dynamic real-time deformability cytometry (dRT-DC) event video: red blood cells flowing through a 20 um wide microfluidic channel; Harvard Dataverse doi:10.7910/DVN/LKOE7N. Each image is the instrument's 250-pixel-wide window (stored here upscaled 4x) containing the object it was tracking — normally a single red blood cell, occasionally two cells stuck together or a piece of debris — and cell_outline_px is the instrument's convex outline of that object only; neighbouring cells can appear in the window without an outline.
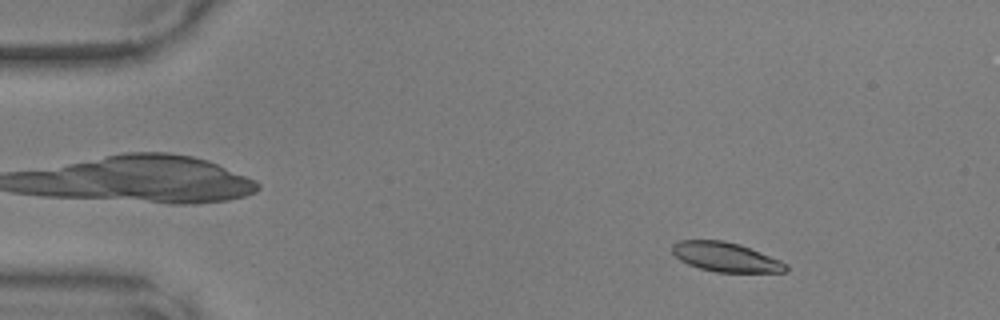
{"species": "common noctule bat (a hibernating species)", "species_latin": "Nyctalus noctula", "temperature_condition": "warm", "stored_images_in_passage": 49, "camera_frame_rate_fps": 3000, "um_per_image_px": 0.085, "animal": {"sex": "male", "body_mass_g": 17.9, "forearm_length_mm": 54.2}, "frame": {"image": 1, "passage_image": 7, "time_ms": 2.0, "image_size_px": [1000, 320], "cell_outline_px": [[788, 268], [784, 272], [716, 272], [700, 268], [688, 264], [680, 260], [672, 252], [672, 244], [676, 240], [724, 240], [740, 244], [780, 260], [788, 264]], "centroid_in_image_um": [61.67, 21.84], "position_along_channel_um": 23.3, "area_um2": 19.48}}
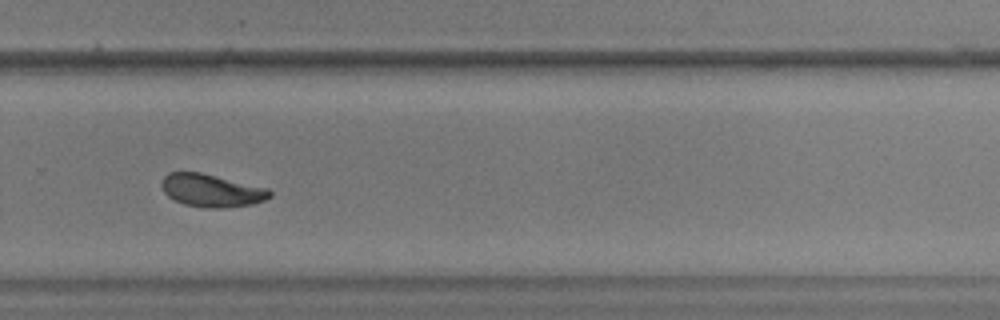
{"frame": {"image": 2, "passage_image": 34, "time_ms": 11.0, "image_size_px": [1000, 320], "cell_outline_px": [[272, 196], [264, 200], [252, 204], [224, 208], [204, 208], [184, 204], [168, 196], [164, 192], [160, 184], [164, 176], [168, 172], [200, 172], [268, 188], [272, 192]], "centroid_in_image_um": [17.97, 16.19], "position_along_channel_um": 311.8, "area_um2": 20.69}}
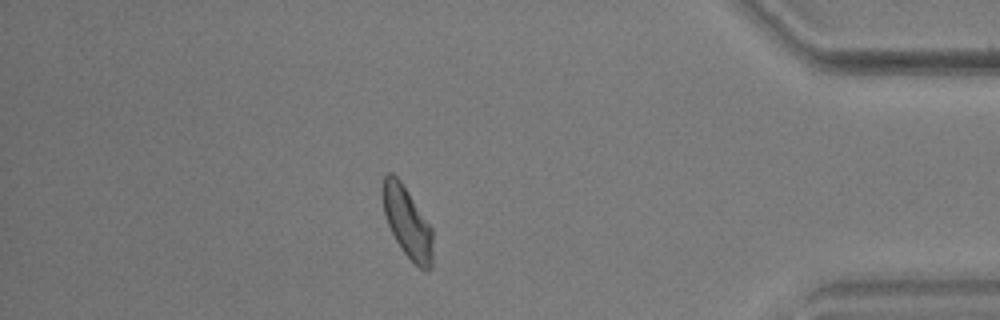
{"frame": {"image": 3, "passage_image": 43, "time_ms": 14.0, "image_size_px": [1000, 320], "cell_outline_px": [[432, 268], [428, 272], [424, 272], [400, 248], [388, 224], [384, 212], [380, 196], [380, 188], [384, 176], [388, 172], [392, 172], [400, 180], [432, 228]], "centroid_in_image_um": [34.59, 18.87], "position_along_channel_um": 400.6, "area_um2": 20.81}}